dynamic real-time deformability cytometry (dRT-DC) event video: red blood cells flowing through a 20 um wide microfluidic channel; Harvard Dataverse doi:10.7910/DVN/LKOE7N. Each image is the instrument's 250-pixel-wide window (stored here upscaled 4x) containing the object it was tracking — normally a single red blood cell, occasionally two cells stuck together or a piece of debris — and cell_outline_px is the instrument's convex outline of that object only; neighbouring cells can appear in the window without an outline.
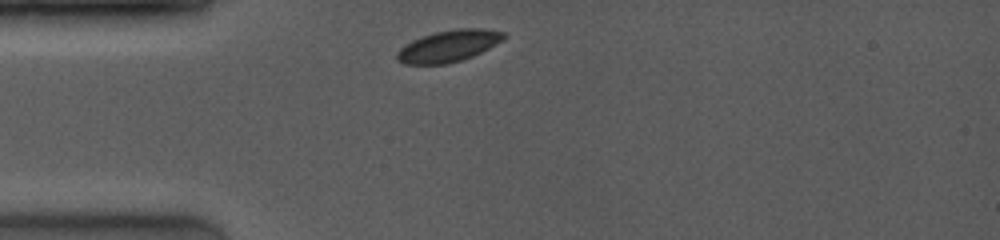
{"species": "common noctule bat (a hibernating species)", "species_latin": "Nyctalus noctula", "temperature_condition": "room temperature", "stored_images_in_passage": 3, "camera_frame_rate_fps": 4000, "um_per_image_px": 0.085, "animal": {"sex": "female", "body_mass_g": 19.0, "forearm_length_mm": 53.3}, "frame": {"image": 1, "passage_image": 1, "time_ms": 0.0, "image_size_px": [1000, 240], "cell_outline_px": [[508, 36], [504, 40], [472, 56], [460, 60], [444, 64], [404, 64], [396, 60], [396, 52], [400, 48], [412, 40], [436, 32], [456, 28], [480, 28], [504, 32]], "centroid_in_image_um": [38.13, 3.9], "position_along_channel_um": 46.9, "area_um2": 19.59}}